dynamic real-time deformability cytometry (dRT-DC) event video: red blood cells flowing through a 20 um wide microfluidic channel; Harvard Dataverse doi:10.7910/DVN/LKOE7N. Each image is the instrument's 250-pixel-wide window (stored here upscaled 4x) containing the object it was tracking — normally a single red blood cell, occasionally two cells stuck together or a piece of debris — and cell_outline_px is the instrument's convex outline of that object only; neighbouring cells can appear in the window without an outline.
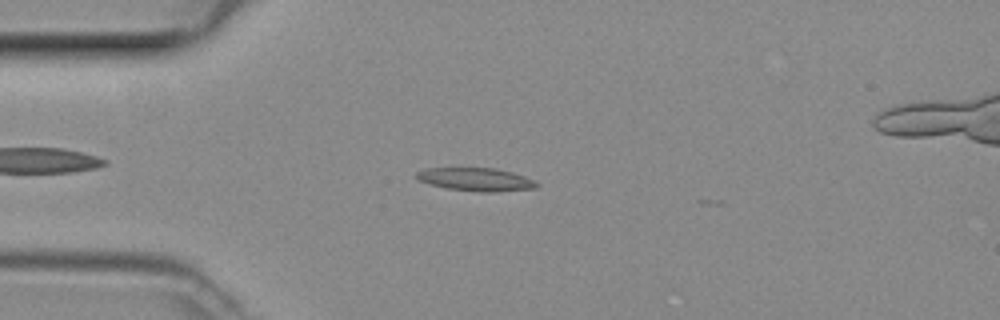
{"species": "common noctule bat (a hibernating species)", "species_latin": "Nyctalus noctula", "temperature_condition": "room temperature", "stored_images_in_passage": 38, "camera_frame_rate_fps": 3000, "um_per_image_px": 0.085, "animal": {"sex": "female", "body_mass_g": 29.2, "forearm_length_mm": 56.3}, "frame": {"image": 1, "passage_image": 7, "time_ms": 2.0, "image_size_px": [1000, 320], "cell_outline_px": [[540, 184], [536, 188], [492, 192], [480, 192], [448, 188], [432, 184], [420, 180], [416, 176], [416, 172], [424, 168], [496, 168], [512, 172], [536, 180]], "centroid_in_image_um": [40.51, 15.24], "position_along_channel_um": 44.5, "area_um2": 16.13}}
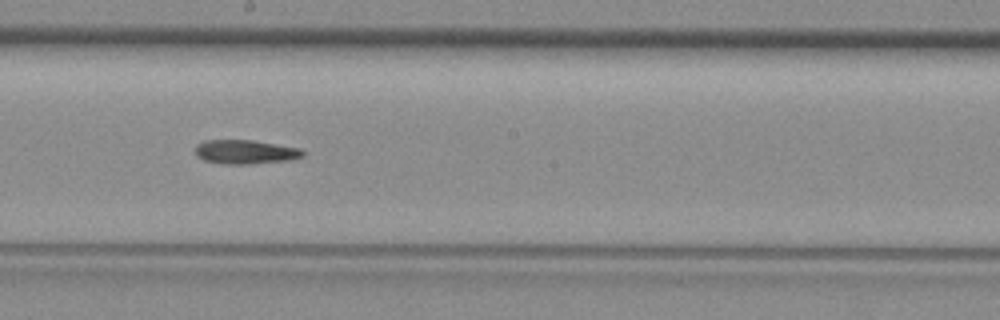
{"frame": {"image": 2, "passage_image": 21, "time_ms": 6.667, "image_size_px": [1000, 320], "cell_outline_px": [[304, 156], [288, 160], [248, 164], [228, 164], [204, 160], [196, 156], [196, 144], [204, 140], [252, 140], [300, 148], [304, 152]], "centroid_in_image_um": [20.84, 12.9], "position_along_channel_um": 227.4, "area_um2": 14.97}}
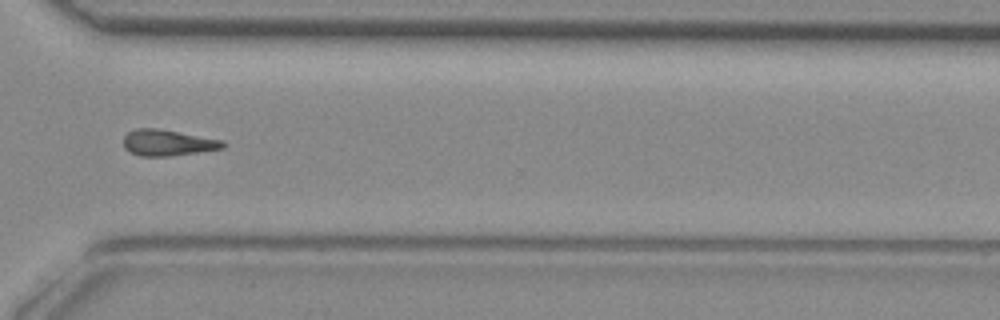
{"frame": {"image": 3, "passage_image": 30, "time_ms": 9.667, "image_size_px": [1000, 320], "cell_outline_px": [[224, 148], [168, 156], [140, 156], [124, 148], [124, 136], [128, 132], [136, 128], [156, 128], [224, 140]], "centroid_in_image_um": [14.24, 12.12], "position_along_channel_um": 356.4, "area_um2": 14.91}}